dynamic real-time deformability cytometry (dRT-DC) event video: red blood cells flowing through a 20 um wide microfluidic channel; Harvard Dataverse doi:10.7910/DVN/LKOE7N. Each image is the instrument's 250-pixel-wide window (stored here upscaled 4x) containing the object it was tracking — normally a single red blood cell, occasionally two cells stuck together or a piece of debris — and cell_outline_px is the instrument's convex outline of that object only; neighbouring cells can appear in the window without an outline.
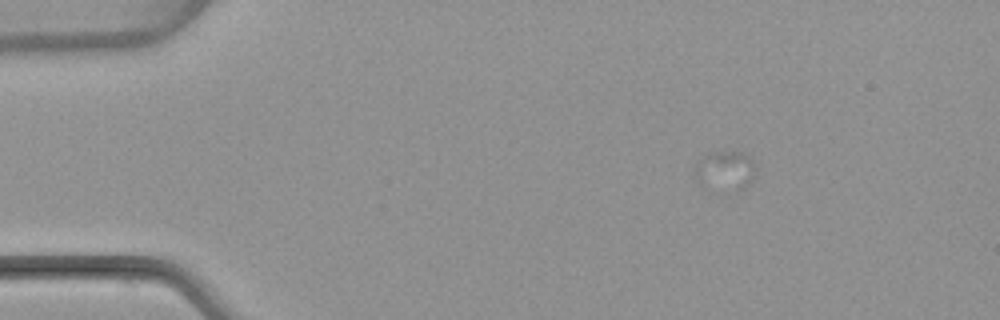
{"species": "common noctule bat (a hibernating species)", "species_latin": "Nyctalus noctula", "temperature_condition": "warm", "stored_images_in_passage": 5, "camera_frame_rate_fps": 3000, "um_per_image_px": 0.085, "animal": {"sex": "female", "body_mass_g": 22.7, "forearm_length_mm": 54.2}, "frame": {"image": 1, "passage_image": 2, "time_ms": 1.333, "image_size_px": [1000, 320], "cell_outline_px": [[752, 180], [736, 196], [708, 192], [700, 184], [692, 168], [708, 152], [740, 152], [748, 156], [752, 160]], "centroid_in_image_um": [61.56, 14.65], "position_along_channel_um": 23.4, "area_um2": 14.91}}
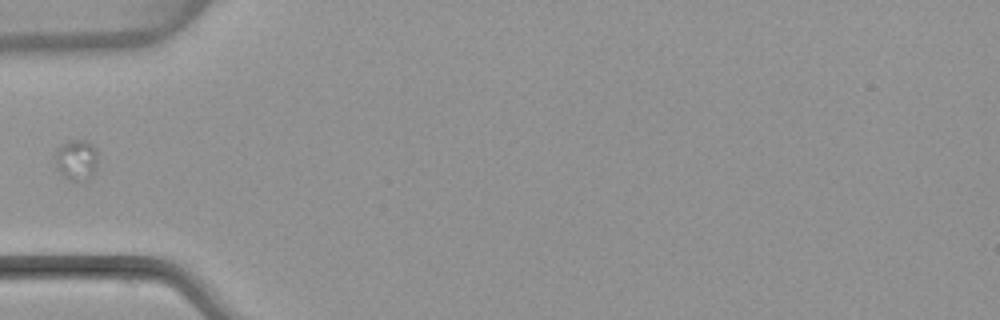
{"frame": {"image": 2, "passage_image": 5, "time_ms": 5.0, "image_size_px": [1000, 320], "cell_outline_px": [[96, 172], [92, 176], [84, 180], [68, 180], [56, 168], [52, 156], [56, 148], [68, 140], [88, 140], [96, 148]], "centroid_in_image_um": [6.45, 13.57], "position_along_channel_um": 78.5, "area_um2": 10.46}}